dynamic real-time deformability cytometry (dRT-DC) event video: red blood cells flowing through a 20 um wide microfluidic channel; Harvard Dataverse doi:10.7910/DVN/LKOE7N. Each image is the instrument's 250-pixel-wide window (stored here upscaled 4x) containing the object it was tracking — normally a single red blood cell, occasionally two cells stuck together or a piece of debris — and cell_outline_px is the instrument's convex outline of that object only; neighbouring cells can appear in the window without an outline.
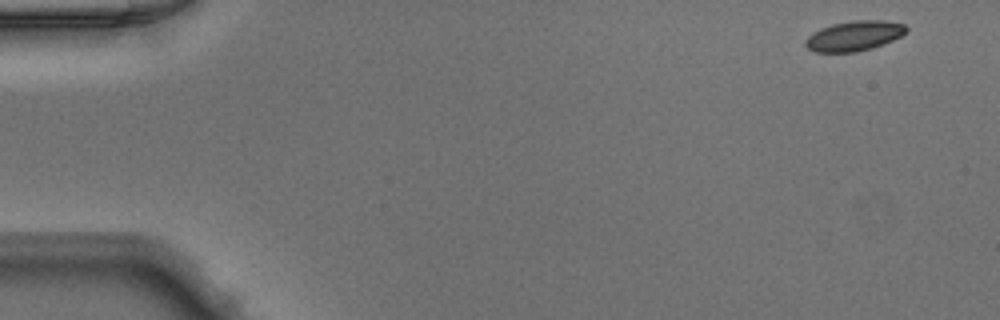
{"species": "Egyptian fruit bat (a non-hibernating species)", "species_latin": "Rousettus aegyptiacus", "temperature_condition": "warm", "stored_images_in_passage": 47, "camera_frame_rate_fps": 3000, "um_per_image_px": 0.085, "animal": {"sex": "male"}, "frame": {"image": 1, "passage_image": 1, "time_ms": 0.0, "image_size_px": [1000, 320], "cell_outline_px": [[908, 32], [892, 40], [872, 48], [856, 52], [816, 52], [808, 48], [804, 44], [804, 40], [812, 32], [820, 28], [832, 24], [852, 20], [884, 20], [904, 24], [908, 28]], "centroid_in_image_um": [72.59, 3.04], "position_along_channel_um": 12.4, "area_um2": 17.74}}
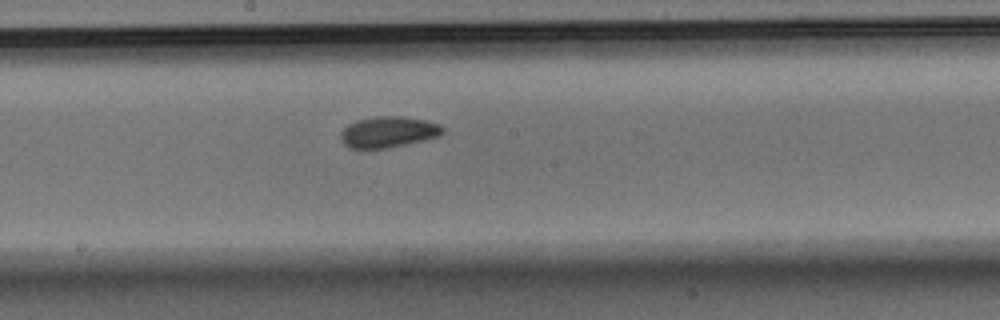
{"frame": {"image": 2, "passage_image": 25, "time_ms": 8.0, "image_size_px": [1000, 320], "cell_outline_px": [[444, 132], [440, 136], [424, 140], [388, 148], [348, 148], [344, 144], [340, 136], [340, 132], [348, 124], [356, 120], [376, 116], [400, 116], [424, 120], [440, 124], [444, 128]], "centroid_in_image_um": [33.0, 11.22], "position_along_channel_um": 215.2, "area_um2": 18.5}}
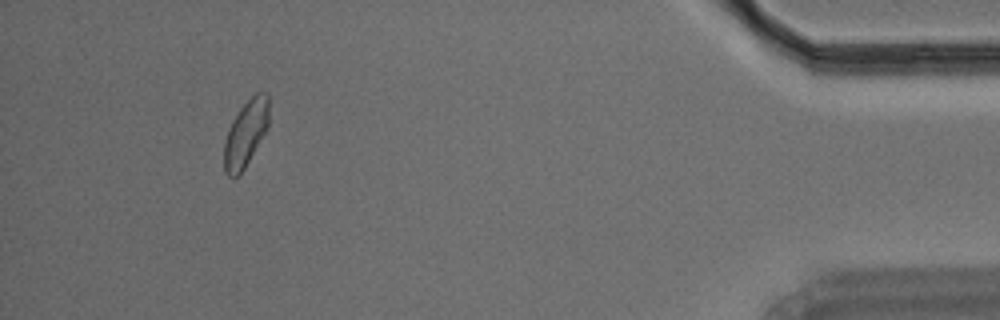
{"frame": {"image": 3, "passage_image": 44, "time_ms": 14.333, "image_size_px": [1000, 320], "cell_outline_px": [[268, 128], [244, 168], [236, 176], [228, 176], [224, 172], [224, 140], [228, 128], [232, 120], [240, 108], [256, 92], [264, 92], [268, 96]], "centroid_in_image_um": [20.87, 11.33], "position_along_channel_um": 414.3, "area_um2": 17.17}}